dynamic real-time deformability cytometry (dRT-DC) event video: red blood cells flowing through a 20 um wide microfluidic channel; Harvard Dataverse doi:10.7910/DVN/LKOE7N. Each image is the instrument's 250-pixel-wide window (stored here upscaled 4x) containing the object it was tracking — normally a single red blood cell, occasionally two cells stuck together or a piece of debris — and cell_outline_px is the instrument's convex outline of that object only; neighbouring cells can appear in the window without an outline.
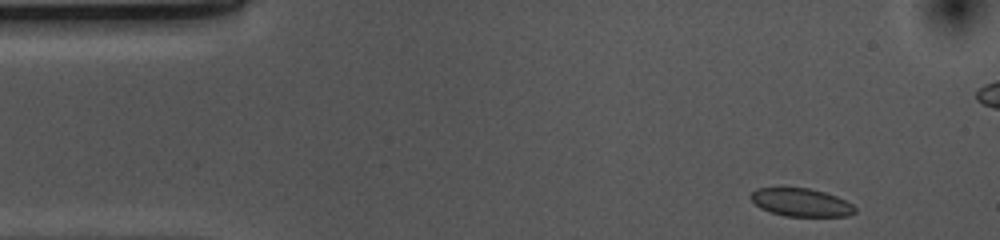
{"species": "common noctule bat (a hibernating species)", "species_latin": "Nyctalus noctula", "temperature_condition": "cold", "stored_images_in_passage": 39, "camera_frame_rate_fps": 3000, "um_per_image_px": 0.085, "animal": {"sex": "female", "body_mass_g": 10.0, "forearm_length_mm": 53.1}, "frame": {"image": 1, "passage_image": 1, "time_ms": 0.0, "image_size_px": [1000, 240], "cell_outline_px": [[856, 212], [848, 216], [784, 216], [760, 208], [748, 196], [756, 188], [808, 188], [824, 192], [836, 196], [852, 204], [856, 208]], "centroid_in_image_um": [68.09, 17.21], "position_along_channel_um": 16.9, "area_um2": 16.94}}
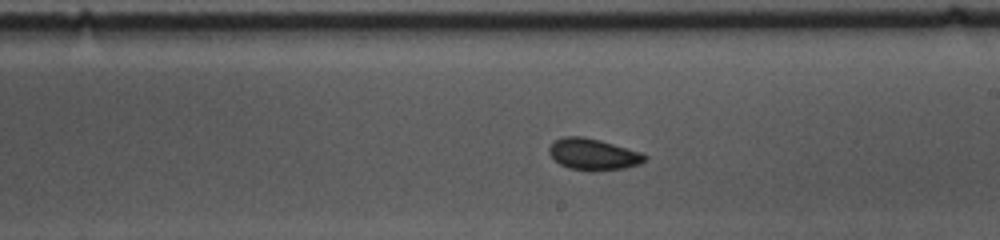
{"frame": {"image": 2, "passage_image": 25, "time_ms": 8.0, "image_size_px": [1000, 240], "cell_outline_px": [[648, 160], [640, 164], [624, 168], [592, 172], [568, 168], [560, 164], [548, 152], [548, 148], [556, 140], [564, 136], [584, 136], [600, 140], [640, 152], [648, 156]], "centroid_in_image_um": [50.44, 13.13], "position_along_channel_um": 238.6, "area_um2": 17.63}}
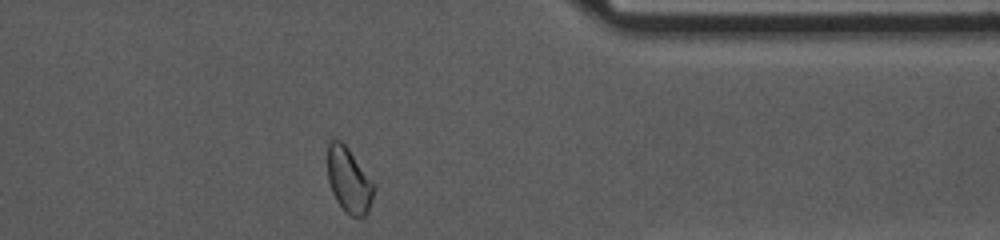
{"frame": {"image": 3, "passage_image": 38, "time_ms": 12.333, "image_size_px": [1000, 240], "cell_outline_px": [[376, 188], [368, 212], [364, 216], [352, 216], [344, 212], [336, 200], [332, 192], [328, 180], [328, 144], [332, 140], [340, 140], [348, 148]], "centroid_in_image_um": [29.65, 15.35], "position_along_channel_um": 381.8, "area_um2": 17.28}, "authors_computed_cell_mechanics": {"area_um2": 17.34, "velocity_mm_per_s": 3.6928, "shape_relaxation_time_tau1_ms": 3.1102, "shape_relaxation_time_tau2_ms": 2.4379, "deformation_change_tau1": 0.0681, "deformation_change_tau2": 0.0341}}